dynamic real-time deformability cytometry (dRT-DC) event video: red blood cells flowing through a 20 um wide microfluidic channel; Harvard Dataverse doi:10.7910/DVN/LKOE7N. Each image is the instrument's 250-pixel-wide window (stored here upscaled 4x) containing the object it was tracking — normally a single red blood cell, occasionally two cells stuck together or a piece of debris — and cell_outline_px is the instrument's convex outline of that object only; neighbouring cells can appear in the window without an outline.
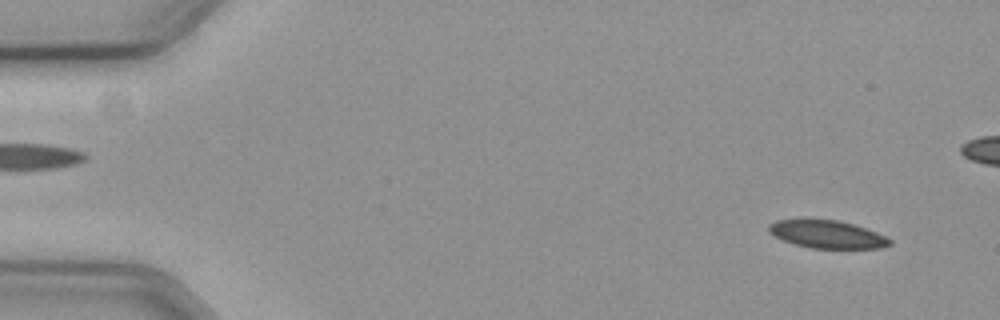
{"species": "common noctule bat (a hibernating species)", "species_latin": "Nyctalus noctula", "temperature_condition": "cold", "stored_images_in_passage": 9, "camera_frame_rate_fps": 3000, "um_per_image_px": 0.085, "animal": {"sex": "female", "body_mass_g": 19.3, "forearm_length_mm": 54.1}, "frame": {"image": 1, "passage_image": 4, "time_ms": 1.0, "image_size_px": [1000, 320], "cell_outline_px": [[892, 244], [880, 248], [812, 248], [796, 244], [784, 240], [768, 232], [768, 224], [776, 220], [804, 216], [836, 220], [852, 224], [876, 232], [892, 240]], "centroid_in_image_um": [70.23, 19.86], "position_along_channel_um": 14.8, "area_um2": 20.06}}